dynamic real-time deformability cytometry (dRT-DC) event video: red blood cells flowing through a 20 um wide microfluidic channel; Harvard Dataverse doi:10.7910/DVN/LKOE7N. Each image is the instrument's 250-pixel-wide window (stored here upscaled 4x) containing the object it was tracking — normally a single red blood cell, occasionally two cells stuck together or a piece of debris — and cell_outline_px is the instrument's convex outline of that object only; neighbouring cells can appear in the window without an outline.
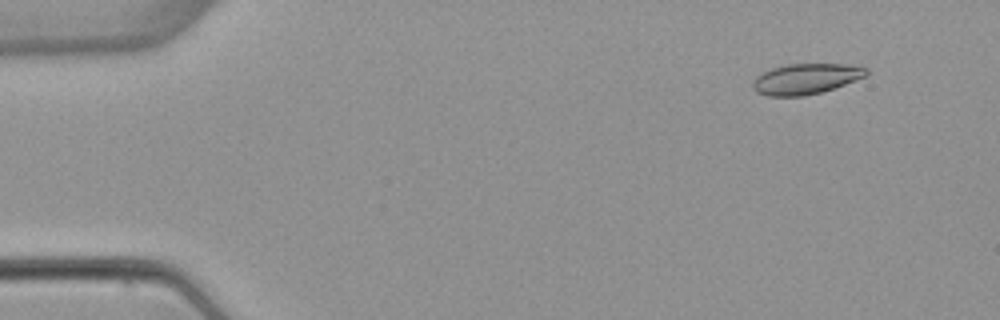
{"species": "common noctule bat (a hibernating species)", "species_latin": "Nyctalus noctula", "temperature_condition": "warm", "stored_images_in_passage": 4, "camera_frame_rate_fps": 3000, "um_per_image_px": 0.085, "animal": {"sex": "female", "body_mass_g": 22.7, "forearm_length_mm": 54.2}, "frame": {"image": 1, "passage_image": 2, "time_ms": 1.0, "image_size_px": [1000, 320], "cell_outline_px": [[868, 76], [820, 92], [804, 96], [768, 96], [756, 92], [752, 88], [752, 80], [756, 76], [772, 68], [784, 64], [844, 64], [868, 68]], "centroid_in_image_um": [68.47, 6.7], "position_along_channel_um": 16.5, "area_um2": 20.23}}
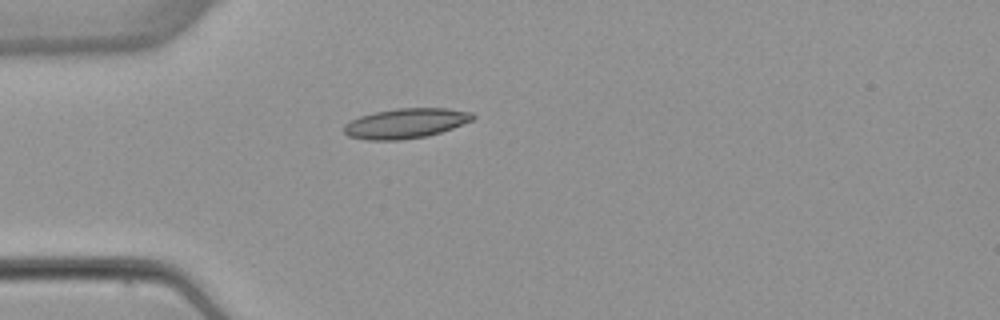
{"frame": {"image": 2, "passage_image": 4, "time_ms": 4.333, "image_size_px": [1000, 320], "cell_outline_px": [[476, 116], [472, 120], [452, 128], [428, 136], [400, 140], [368, 140], [348, 136], [344, 132], [344, 124], [360, 116], [376, 112], [396, 108], [448, 108], [472, 112]], "centroid_in_image_um": [34.49, 10.48], "position_along_channel_um": 50.5, "area_um2": 22.43}}